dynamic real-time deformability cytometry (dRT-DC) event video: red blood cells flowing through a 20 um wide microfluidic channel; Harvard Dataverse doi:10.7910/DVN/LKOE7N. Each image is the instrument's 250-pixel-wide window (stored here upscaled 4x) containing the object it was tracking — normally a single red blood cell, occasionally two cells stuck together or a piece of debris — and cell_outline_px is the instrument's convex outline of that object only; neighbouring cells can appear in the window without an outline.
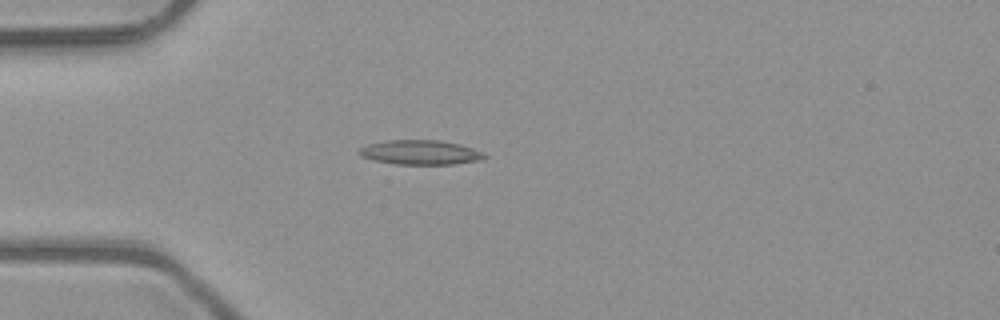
{"species": "common noctule bat (a hibernating species)", "species_latin": "Nyctalus noctula", "temperature_condition": "room temperature", "stored_images_in_passage": 4, "camera_frame_rate_fps": 3000, "um_per_image_px": 0.085, "animal": {"sex": "male", "body_mass_g": 23.1, "forearm_length_mm": 52.7}, "frame": {"image": 1, "passage_image": 3, "time_ms": 0.667, "image_size_px": [1000, 320], "cell_outline_px": [[488, 156], [480, 160], [452, 164], [396, 164], [376, 160], [360, 156], [356, 152], [360, 148], [368, 144], [384, 140], [440, 140], [460, 144], [472, 148]], "centroid_in_image_um": [35.69, 12.94], "position_along_channel_um": 49.3, "area_um2": 17.8}}